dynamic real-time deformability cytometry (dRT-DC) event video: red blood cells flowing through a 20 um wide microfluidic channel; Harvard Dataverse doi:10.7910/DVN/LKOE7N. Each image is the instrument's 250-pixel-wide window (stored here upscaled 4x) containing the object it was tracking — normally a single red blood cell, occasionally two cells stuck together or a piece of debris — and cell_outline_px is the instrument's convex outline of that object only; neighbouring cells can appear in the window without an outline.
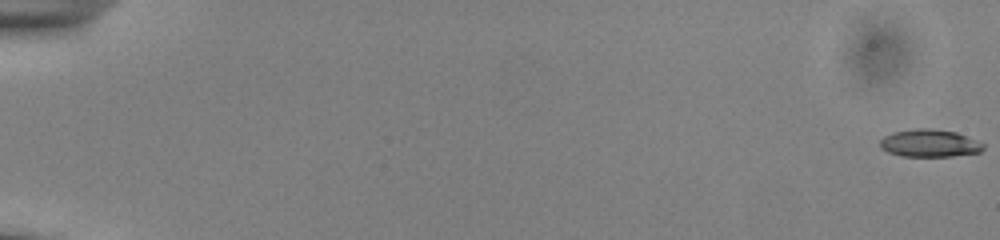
{"species": "common noctule bat (a hibernating species)", "species_latin": "Nyctalus noctula", "temperature_condition": "cold", "stored_images_in_passage": 56, "camera_frame_rate_fps": 3000, "um_per_image_px": 0.085, "animal": {"sex": "male", "body_mass_g": 13.0, "forearm_length_mm": 53.1}, "frame": {"image": 1, "passage_image": 1, "time_ms": 0.0, "image_size_px": [1000, 240], "cell_outline_px": [[984, 148], [980, 152], [952, 156], [900, 156], [888, 152], [880, 148], [880, 140], [884, 136], [892, 132], [916, 128], [928, 128], [956, 132], [984, 144]], "centroid_in_image_um": [78.97, 12.17], "position_along_channel_um": 6.0, "area_um2": 16.53}}
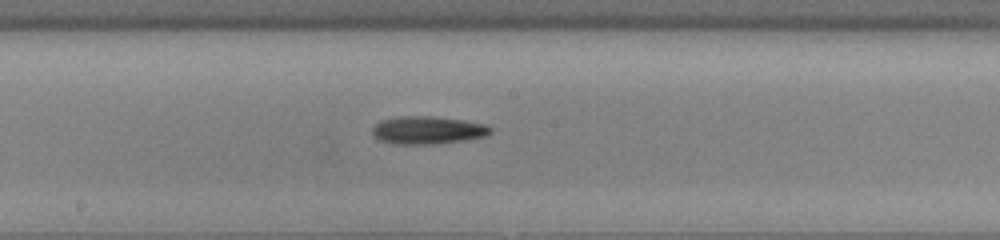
{"frame": {"image": 2, "passage_image": 32, "time_ms": 10.333, "image_size_px": [1000, 240], "cell_outline_px": [[492, 132], [484, 136], [468, 140], [436, 144], [392, 144], [380, 140], [372, 136], [372, 128], [380, 120], [400, 116], [432, 116], [464, 120], [488, 124], [492, 128]], "centroid_in_image_um": [36.36, 11.06], "position_along_channel_um": 211.8, "area_um2": 19.48}}
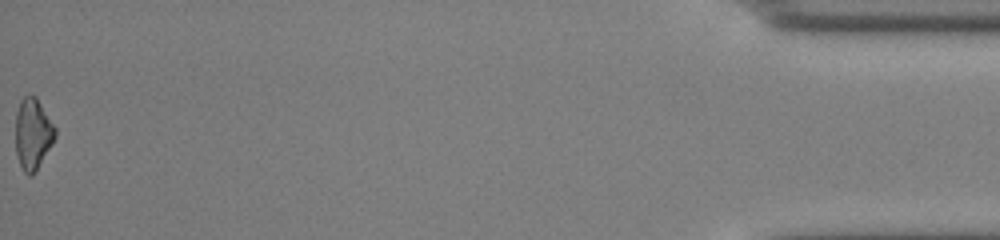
{"frame": {"image": 3, "passage_image": 56, "time_ms": 18.333, "image_size_px": [1000, 240], "cell_outline_px": [[56, 136], [52, 144], [32, 176], [28, 176], [24, 172], [20, 164], [16, 152], [16, 112], [20, 100], [24, 96], [36, 96], [56, 128]], "centroid_in_image_um": [2.79, 11.37], "position_along_channel_um": 432.4, "area_um2": 16.3}, "authors_computed_cell_mechanics": {"area_um2": 17.4267, "velocity_mm_per_s": 3.8755, "shape_relaxation_time_tau1_ms": 6.1315, "shape_relaxation_time_tau2_ms": null, "deformation_change_tau1": 0.1466, "deformation_change_tau2": null}}